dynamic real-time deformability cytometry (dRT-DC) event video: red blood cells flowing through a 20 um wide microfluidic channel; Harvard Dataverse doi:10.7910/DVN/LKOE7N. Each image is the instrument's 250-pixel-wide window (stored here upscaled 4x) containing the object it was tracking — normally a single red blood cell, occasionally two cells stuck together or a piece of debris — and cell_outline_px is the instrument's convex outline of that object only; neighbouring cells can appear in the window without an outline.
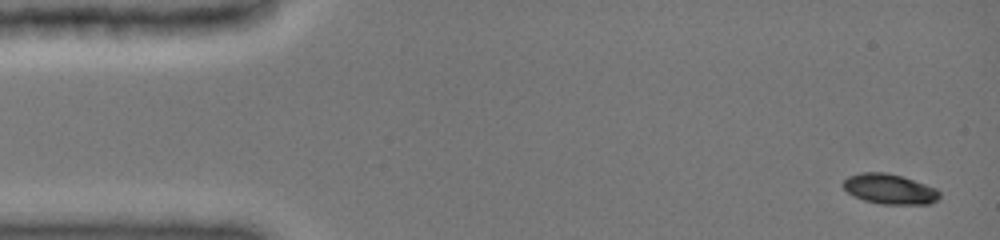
{"species": "common noctule bat (a hibernating species)", "species_latin": "Nyctalus noctula", "temperature_condition": "cold", "stored_images_in_passage": 6, "camera_frame_rate_fps": 3000, "um_per_image_px": 0.085, "animal": {"sex": "female", "body_mass_g": 19.0, "forearm_length_mm": 51.5}, "frame": {"image": 1, "passage_image": 1, "time_ms": 0.0, "image_size_px": [1000, 240], "cell_outline_px": [[940, 196], [936, 200], [928, 204], [880, 204], [864, 200], [852, 196], [840, 184], [848, 176], [860, 172], [884, 172], [900, 176], [936, 188], [940, 192]], "centroid_in_image_um": [75.56, 16.07], "position_along_channel_um": 9.4, "area_um2": 16.88}}